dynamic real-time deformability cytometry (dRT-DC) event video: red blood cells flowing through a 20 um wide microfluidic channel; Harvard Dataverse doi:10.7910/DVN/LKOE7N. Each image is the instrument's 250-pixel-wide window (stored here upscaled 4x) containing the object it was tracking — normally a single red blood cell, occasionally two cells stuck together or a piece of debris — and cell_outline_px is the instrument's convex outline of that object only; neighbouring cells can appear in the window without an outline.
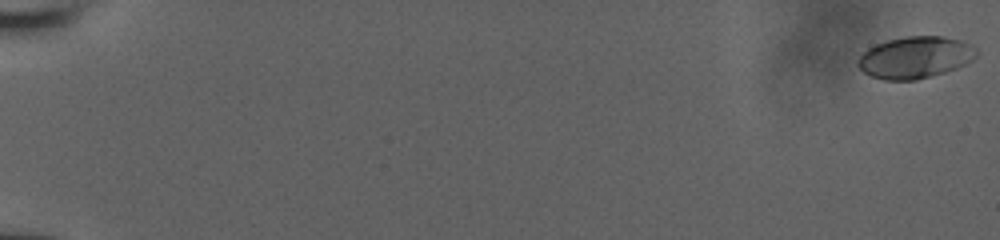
{"species": "human", "species_latin": "Homo sapiens", "temperature_condition": "room temperature", "stored_images_in_passage": 37, "camera_frame_rate_fps": 3000, "um_per_image_px": 0.085, "donor": {"sex": "male"}, "frame": {"image": 1, "passage_image": 1, "time_ms": 0.0, "image_size_px": [1000, 240], "cell_outline_px": [[980, 52], [972, 60], [956, 68], [944, 72], [916, 80], [884, 80], [872, 76], [864, 72], [856, 64], [856, 60], [868, 48], [876, 44], [888, 40], [908, 36], [944, 36], [960, 40], [976, 48]], "centroid_in_image_um": [77.79, 4.88], "position_along_channel_um": 7.2, "area_um2": 28.78}}
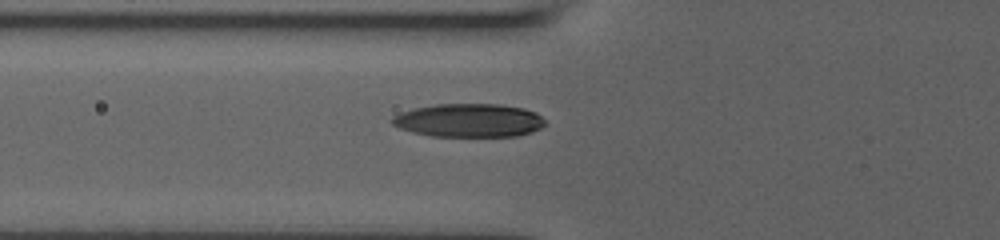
{"frame": {"image": 2, "passage_image": 26, "time_ms": 8.0, "image_size_px": [1000, 240], "cell_outline_px": [[544, 124], [540, 128], [532, 132], [516, 136], [432, 136], [412, 132], [400, 128], [392, 124], [388, 120], [392, 116], [400, 112], [412, 108], [436, 104], [500, 104], [524, 108], [536, 112], [544, 120]], "centroid_in_image_um": [39.82, 10.22], "position_along_channel_um": 86.0, "area_um2": 30.0}}
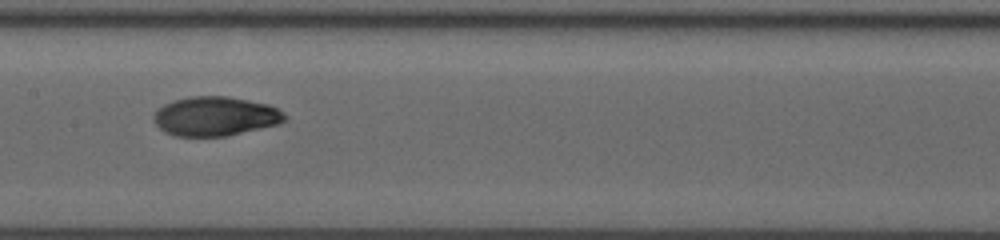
{"frame": {"image": 3, "passage_image": 36, "time_ms": 10.667, "image_size_px": [1000, 240], "cell_outline_px": [[288, 120], [280, 124], [224, 136], [176, 136], [164, 132], [152, 120], [152, 116], [164, 104], [172, 100], [188, 96], [228, 96], [268, 104], [284, 112], [288, 116]], "centroid_in_image_um": [18.31, 9.87], "position_along_channel_um": 189.1, "area_um2": 30.17}}